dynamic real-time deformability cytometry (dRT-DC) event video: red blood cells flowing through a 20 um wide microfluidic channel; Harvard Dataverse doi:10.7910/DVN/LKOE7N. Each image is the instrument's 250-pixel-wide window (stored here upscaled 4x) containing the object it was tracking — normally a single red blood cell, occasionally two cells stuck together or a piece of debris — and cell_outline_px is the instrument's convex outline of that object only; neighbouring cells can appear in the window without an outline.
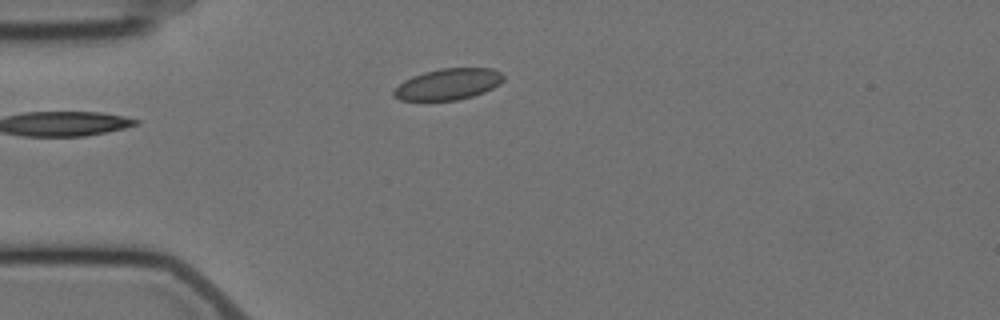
{"species": "Egyptian fruit bat (a non-hibernating species)", "species_latin": "Rousettus aegyptiacus", "temperature_condition": "cold", "stored_images_in_passage": 1, "camera_frame_rate_fps": 3000, "um_per_image_px": 0.085, "animal": {"sex": "female"}, "frame": {"image": 1, "passage_image": 1, "time_ms": 0.0, "image_size_px": [1000, 320], "cell_outline_px": [[504, 80], [500, 84], [484, 92], [472, 96], [456, 100], [400, 100], [392, 92], [404, 80], [412, 76], [424, 72], [440, 68], [492, 68], [500, 72], [504, 76]], "centroid_in_image_um": [38.12, 7.14], "position_along_channel_um": 46.9, "area_um2": 19.83}}